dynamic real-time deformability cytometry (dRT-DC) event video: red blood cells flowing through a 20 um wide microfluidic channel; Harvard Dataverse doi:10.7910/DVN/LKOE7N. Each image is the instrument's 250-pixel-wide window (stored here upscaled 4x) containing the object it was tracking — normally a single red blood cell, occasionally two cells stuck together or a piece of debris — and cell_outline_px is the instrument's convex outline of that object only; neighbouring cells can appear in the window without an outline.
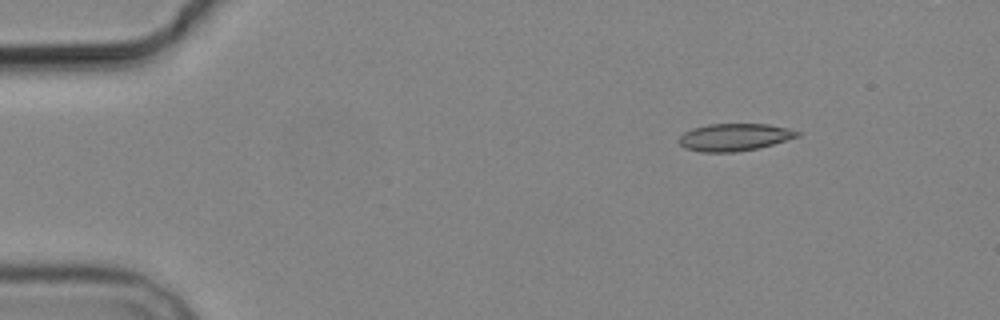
{"species": "common noctule bat (a hibernating species)", "species_latin": "Nyctalus noctula", "temperature_condition": "cold", "stored_images_in_passage": 4, "camera_frame_rate_fps": 3000, "um_per_image_px": 0.085, "animal": {"sex": "male", "body_mass_g": 19.2, "forearm_length_mm": 51.8}, "frame": {"image": 1, "passage_image": 2, "time_ms": 1.0, "image_size_px": [1000, 320], "cell_outline_px": [[800, 136], [772, 144], [756, 148], [736, 152], [700, 152], [684, 148], [680, 144], [680, 136], [684, 132], [692, 128], [708, 124], [768, 124], [788, 128], [800, 132]], "centroid_in_image_um": [62.41, 11.66], "position_along_channel_um": 22.6, "area_um2": 18.79}}